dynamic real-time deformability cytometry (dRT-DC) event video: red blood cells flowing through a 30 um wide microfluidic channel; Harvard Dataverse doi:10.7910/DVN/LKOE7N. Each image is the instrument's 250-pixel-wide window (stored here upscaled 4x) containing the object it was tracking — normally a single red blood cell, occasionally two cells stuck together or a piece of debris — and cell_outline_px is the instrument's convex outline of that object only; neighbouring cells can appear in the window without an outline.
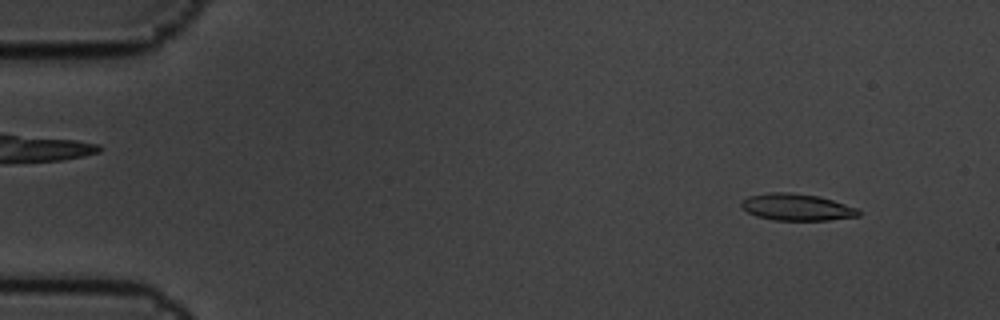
{"species": "common noctule bat (a hibernating species)", "species_latin": "Nyctalus noctula", "temperature_condition": "cold", "stored_images_in_passage": 8, "camera_frame_rate_fps": 3000, "um_per_image_px": 0.085, "animal": {"sex": "male", "body_mass_g": 19.5, "forearm_length_mm": 54.6}, "frame": {"image": 1, "passage_image": 1, "time_ms": 0.0, "image_size_px": [1000, 320], "cell_outline_px": [[860, 216], [828, 220], [772, 220], [756, 216], [748, 212], [740, 204], [744, 200], [752, 196], [768, 192], [788, 192], [816, 196], [832, 200], [856, 208], [860, 212]], "centroid_in_image_um": [67.73, 17.62], "position_along_channel_um": 17.3, "area_um2": 17.98}}
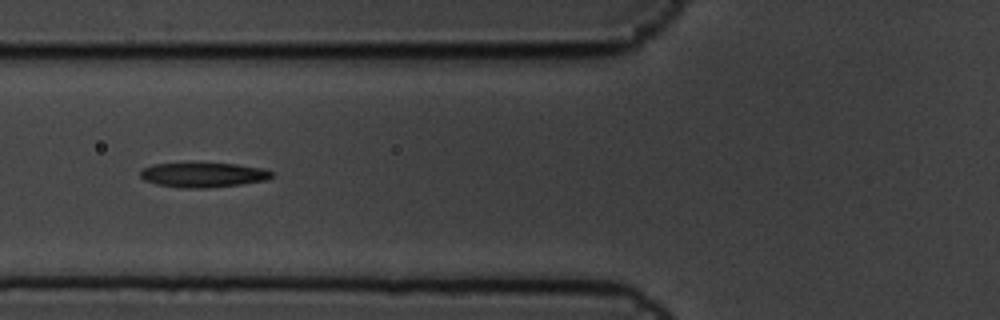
{"frame": {"image": 2, "passage_image": 5, "time_ms": 1.333, "image_size_px": [1000, 320], "cell_outline_px": [[272, 176], [264, 180], [240, 184], [208, 188], [180, 188], [156, 184], [144, 180], [140, 176], [140, 172], [144, 168], [152, 164], [236, 164], [264, 168], [272, 172]], "centroid_in_image_um": [17.25, 14.88], "position_along_channel_um": 108.5, "area_um2": 18.61}}
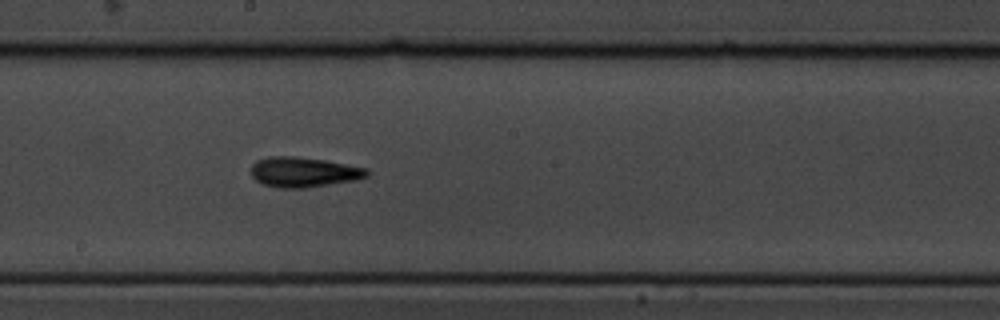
{"frame": {"image": 3, "passage_image": 8, "time_ms": 2.333, "image_size_px": [1000, 320], "cell_outline_px": [[368, 176], [356, 180], [304, 188], [280, 188], [264, 184], [256, 180], [252, 176], [252, 164], [256, 160], [268, 156], [296, 156], [324, 160], [368, 168]], "centroid_in_image_um": [25.81, 14.62], "position_along_channel_um": 222.4, "area_um2": 20.29}}